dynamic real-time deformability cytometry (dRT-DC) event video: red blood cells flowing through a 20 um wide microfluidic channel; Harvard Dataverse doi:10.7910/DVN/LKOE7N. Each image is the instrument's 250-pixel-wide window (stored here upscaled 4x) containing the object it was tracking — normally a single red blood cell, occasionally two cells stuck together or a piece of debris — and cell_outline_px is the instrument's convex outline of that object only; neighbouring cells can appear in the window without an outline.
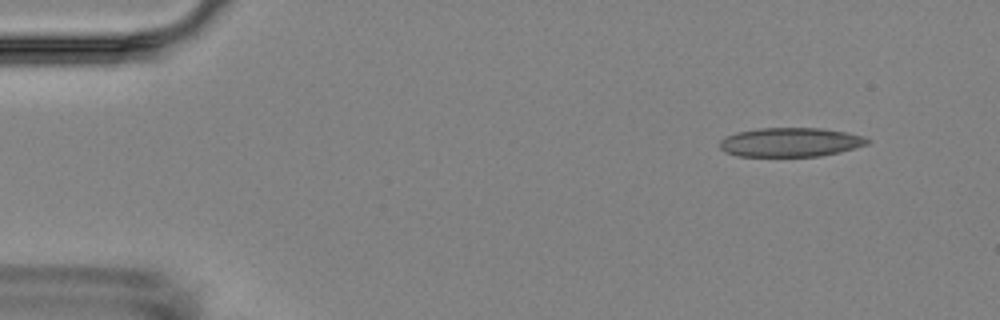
{"species": "Egyptian fruit bat (a non-hibernating species)", "species_latin": "Rousettus aegyptiacus", "temperature_condition": "room temperature", "stored_images_in_passage": 4, "camera_frame_rate_fps": 3000, "um_per_image_px": 0.085, "animal": {"sex": "female"}, "frame": {"image": 1, "passage_image": 1, "time_ms": 0.0, "image_size_px": [1000, 320], "cell_outline_px": [[872, 140], [868, 144], [856, 148], [840, 152], [820, 156], [736, 156], [724, 152], [720, 148], [720, 140], [736, 132], [760, 128], [820, 128], [844, 132], [864, 136]], "centroid_in_image_um": [67.2, 12.09], "position_along_channel_um": 17.8, "area_um2": 25.09}}